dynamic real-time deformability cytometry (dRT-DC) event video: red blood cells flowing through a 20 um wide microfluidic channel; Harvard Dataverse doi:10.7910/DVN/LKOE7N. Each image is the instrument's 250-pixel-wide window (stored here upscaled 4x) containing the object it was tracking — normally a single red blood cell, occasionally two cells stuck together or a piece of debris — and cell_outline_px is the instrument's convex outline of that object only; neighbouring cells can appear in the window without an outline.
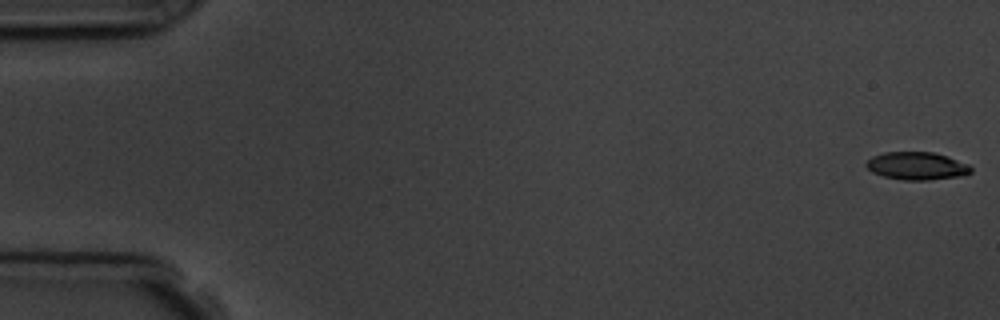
{"species": "common noctule bat (a hibernating species)", "species_latin": "Nyctalus noctula", "temperature_condition": "room temperature", "stored_images_in_passage": 6, "camera_frame_rate_fps": 3000, "um_per_image_px": 0.085, "animal": {"sex": "male", "body_mass_g": 19.5, "forearm_length_mm": 54.6}, "frame": {"image": 1, "passage_image": 1, "time_ms": 0.0, "image_size_px": [1000, 320], "cell_outline_px": [[972, 172], [960, 176], [928, 180], [904, 180], [884, 176], [872, 172], [864, 164], [872, 156], [884, 152], [932, 152], [948, 156], [968, 164], [972, 168]], "centroid_in_image_um": [77.93, 14.1], "position_along_channel_um": 7.1, "area_um2": 16.94}}
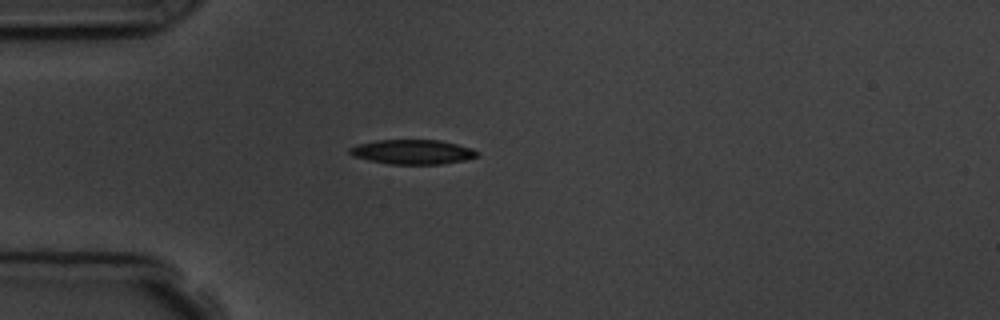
{"frame": {"image": 2, "passage_image": 5, "time_ms": 4.667, "image_size_px": [1000, 320], "cell_outline_px": [[480, 156], [464, 160], [440, 164], [388, 164], [368, 160], [352, 156], [348, 152], [348, 148], [356, 144], [376, 140], [440, 140], [472, 148], [480, 152]], "centroid_in_image_um": [35.05, 12.91], "position_along_channel_um": 50.0, "area_um2": 18.44}}